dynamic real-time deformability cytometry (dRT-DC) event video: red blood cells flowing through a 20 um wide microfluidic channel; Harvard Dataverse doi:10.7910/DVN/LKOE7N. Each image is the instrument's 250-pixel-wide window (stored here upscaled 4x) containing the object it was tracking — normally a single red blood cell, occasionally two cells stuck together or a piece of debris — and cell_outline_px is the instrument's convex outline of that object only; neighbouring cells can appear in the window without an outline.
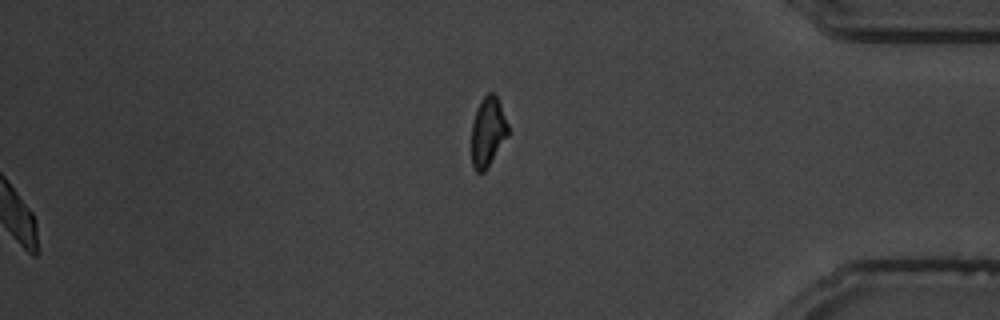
{"species": "common noctule bat (a hibernating species)", "species_latin": "Nyctalus noctula", "temperature_condition": "warm", "stored_images_in_passage": 52, "segment_of_instrument_passage": [2, 2], "camera_frame_rate_fps": 3000, "um_per_image_px": 0.085, "animal": {"sex": "male", "body_mass_g": 19.5, "forearm_length_mm": 54.6}, "frame": {"image": 1, "passage_image": 52, "time_ms": 17.0, "image_size_px": [1000, 320], "cell_outline_px": [[508, 136], [484, 172], [476, 172], [472, 168], [472, 124], [480, 100], [488, 92], [492, 92], [496, 96], [500, 104], [508, 124]], "centroid_in_image_um": [41.46, 11.21], "position_along_channel_um": 393.7, "area_um2": 14.68}}